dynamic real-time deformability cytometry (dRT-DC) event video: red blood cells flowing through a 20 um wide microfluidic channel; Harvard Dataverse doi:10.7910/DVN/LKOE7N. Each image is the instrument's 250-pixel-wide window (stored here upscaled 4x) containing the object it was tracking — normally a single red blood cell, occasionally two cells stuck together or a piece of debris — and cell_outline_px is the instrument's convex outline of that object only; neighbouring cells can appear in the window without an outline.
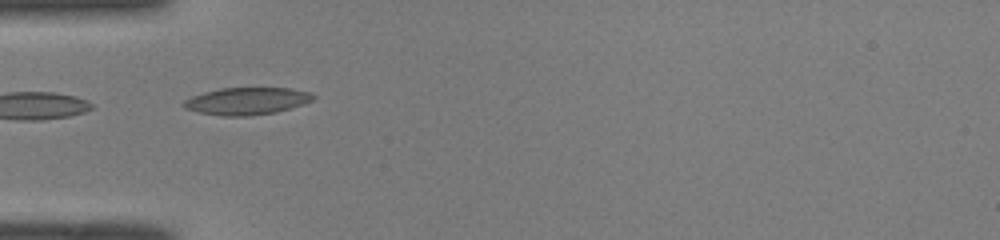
{"species": "common noctule bat (a hibernating species)", "species_latin": "Nyctalus noctula", "temperature_condition": "room temperature", "stored_images_in_passage": 22, "camera_frame_rate_fps": 3000, "um_per_image_px": 0.085, "animal": {"sex": "male", "body_mass_g": 19.0, "forearm_length_mm": 50.8}, "frame": {"image": 1, "passage_image": 1, "time_ms": 0.0, "image_size_px": [1000, 240], "cell_outline_px": [[316, 96], [312, 100], [276, 112], [248, 116], [220, 116], [200, 112], [184, 108], [184, 100], [192, 96], [204, 92], [220, 88], [288, 88], [308, 92]], "centroid_in_image_um": [20.94, 8.59], "position_along_channel_um": 64.1, "area_um2": 20.23}}
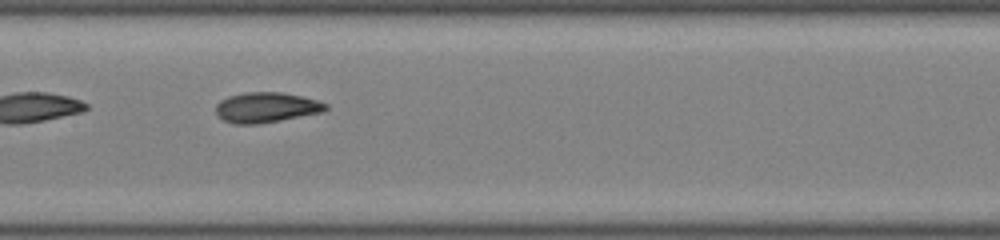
{"frame": {"image": 2, "passage_image": 10, "time_ms": 3.0, "image_size_px": [1000, 240], "cell_outline_px": [[328, 108], [324, 112], [260, 124], [236, 124], [224, 120], [216, 112], [216, 104], [220, 100], [228, 96], [244, 92], [284, 92], [316, 100], [328, 104]], "centroid_in_image_um": [22.65, 9.13], "position_along_channel_um": 184.8, "area_um2": 19.42}}
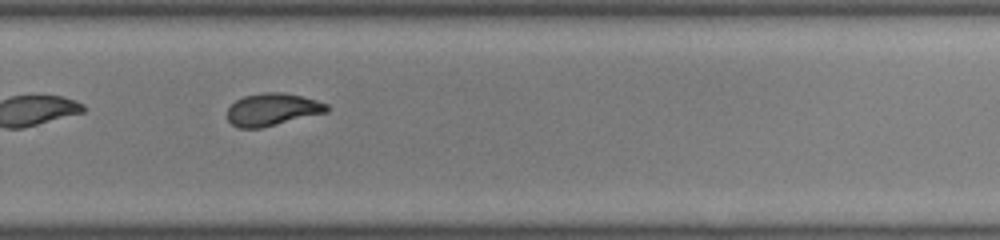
{"frame": {"image": 3, "passage_image": 19, "time_ms": 6.0, "image_size_px": [1000, 240], "cell_outline_px": [[328, 112], [260, 128], [240, 128], [232, 124], [228, 120], [228, 108], [236, 100], [244, 96], [264, 92], [284, 92], [316, 100], [328, 104]], "centroid_in_image_um": [23.15, 9.3], "position_along_channel_um": 306.6, "area_um2": 18.67}}